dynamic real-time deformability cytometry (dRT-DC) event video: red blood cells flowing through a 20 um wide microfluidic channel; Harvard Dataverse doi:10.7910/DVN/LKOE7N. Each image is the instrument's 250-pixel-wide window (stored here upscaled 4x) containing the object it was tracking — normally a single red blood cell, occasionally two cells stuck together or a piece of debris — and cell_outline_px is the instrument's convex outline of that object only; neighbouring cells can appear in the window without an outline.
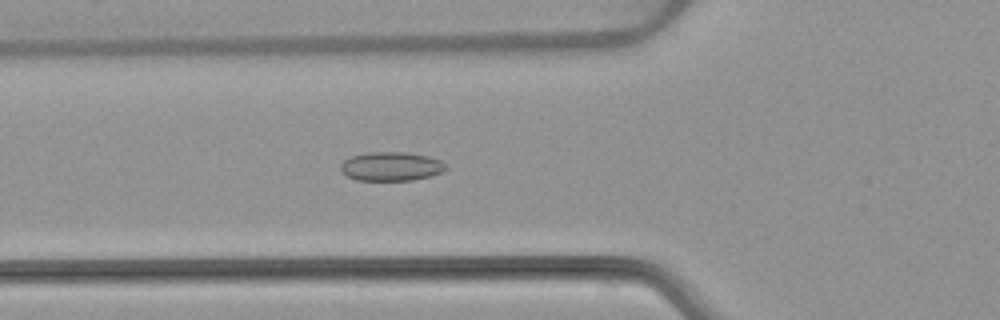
{"species": "common noctule bat (a hibernating species)", "species_latin": "Nyctalus noctula", "temperature_condition": "warm", "stored_images_in_passage": 54, "camera_frame_rate_fps": 3000, "um_per_image_px": 0.085, "animal": {"sex": "female", "body_mass_g": 22.7, "forearm_length_mm": 54.2}, "frame": {"image": 1, "passage_image": 20, "time_ms": 6.333, "image_size_px": [1000, 320], "cell_outline_px": [[448, 168], [432, 176], [412, 180], [356, 180], [340, 172], [340, 164], [344, 160], [352, 156], [368, 152], [408, 152], [428, 156], [440, 160]], "centroid_in_image_um": [33.23, 14.14], "position_along_channel_um": 92.6, "area_um2": 17.8}}
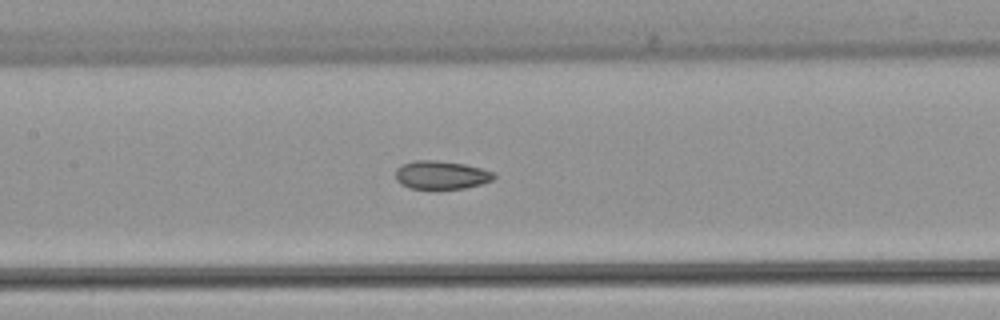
{"frame": {"image": 2, "passage_image": 26, "time_ms": 8.333, "image_size_px": [1000, 320], "cell_outline_px": [[496, 176], [492, 180], [480, 184], [464, 188], [408, 188], [400, 184], [396, 180], [396, 168], [404, 164], [416, 160], [436, 160], [464, 164], [496, 172]], "centroid_in_image_um": [37.5, 14.87], "position_along_channel_um": 169.9, "area_um2": 16.13}}
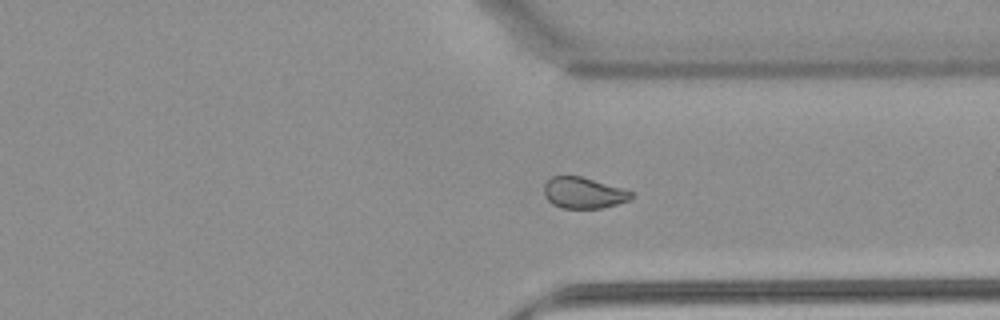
{"frame": {"image": 3, "passage_image": 41, "time_ms": 13.333, "image_size_px": [1000, 320], "cell_outline_px": [[632, 196], [628, 200], [604, 208], [564, 208], [552, 204], [544, 196], [544, 184], [552, 176], [580, 176], [620, 188], [632, 192]], "centroid_in_image_um": [49.55, 16.4], "position_along_channel_um": 361.9, "area_um2": 15.55}, "authors_computed_cell_mechanics": {"area_um2": 17.5712, "velocity_mm_per_s": 3.8447, "shape_relaxation_time_tau1_ms": null, "shape_relaxation_time_tau2_ms": 1.7987, "deformation_change_tau1": null, "deformation_change_tau2": 0.0605}}